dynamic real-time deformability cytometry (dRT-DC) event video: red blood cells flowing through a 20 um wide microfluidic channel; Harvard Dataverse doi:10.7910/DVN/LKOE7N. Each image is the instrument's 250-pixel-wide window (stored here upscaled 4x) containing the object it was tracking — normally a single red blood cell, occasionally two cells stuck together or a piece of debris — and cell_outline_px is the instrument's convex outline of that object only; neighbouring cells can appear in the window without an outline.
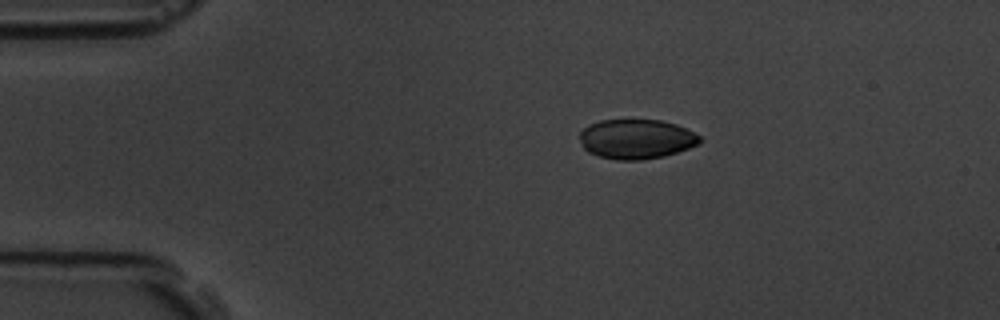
{"species": "common noctule bat (a hibernating species)", "species_latin": "Nyctalus noctula", "temperature_condition": "room temperature", "stored_images_in_passage": 4, "camera_frame_rate_fps": 3000, "um_per_image_px": 0.085, "animal": {"sex": "male", "body_mass_g": 19.5, "forearm_length_mm": 54.6}, "frame": {"image": 1, "passage_image": 1, "time_ms": 0.0, "image_size_px": [1000, 320], "cell_outline_px": [[704, 140], [700, 144], [664, 156], [640, 160], [616, 160], [600, 156], [588, 152], [584, 148], [580, 140], [580, 132], [588, 124], [600, 120], [660, 120], [676, 124], [700, 136]], "centroid_in_image_um": [54.09, 11.82], "position_along_channel_um": 30.9, "area_um2": 27.74}}
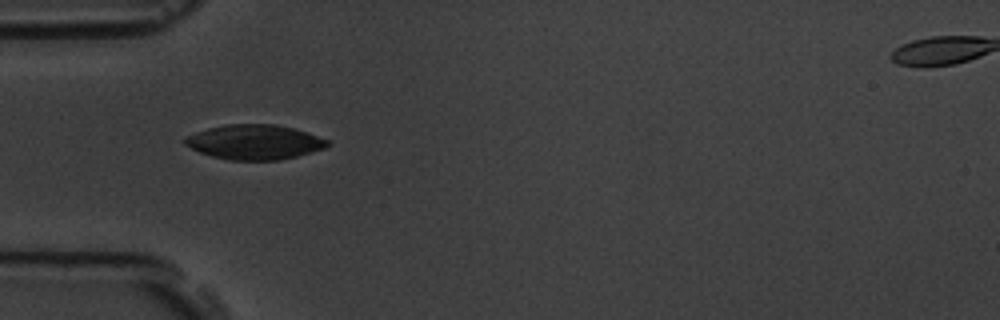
{"frame": {"image": 2, "passage_image": 3, "time_ms": 2.333, "image_size_px": [1000, 320], "cell_outline_px": [[332, 144], [324, 148], [296, 156], [276, 160], [228, 160], [212, 156], [200, 152], [184, 144], [184, 140], [188, 136], [196, 132], [208, 128], [228, 124], [276, 124], [308, 132], [328, 140]], "centroid_in_image_um": [21.65, 12.07], "position_along_channel_um": 63.4, "area_um2": 28.67}}
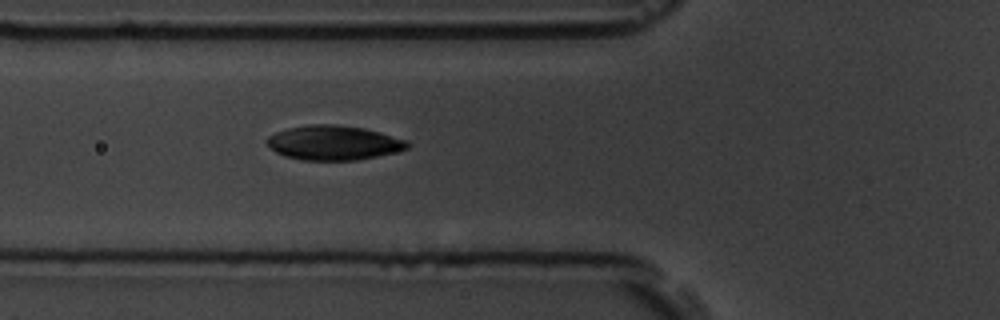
{"frame": {"image": 3, "passage_image": 4, "time_ms": 3.333, "image_size_px": [1000, 320], "cell_outline_px": [[412, 144], [408, 148], [376, 156], [356, 160], [304, 160], [284, 156], [276, 152], [264, 140], [268, 136], [276, 132], [288, 128], [308, 124], [336, 124], [364, 128], [380, 132], [408, 140]], "centroid_in_image_um": [28.36, 12.12], "position_along_channel_um": 97.4, "area_um2": 28.26}}